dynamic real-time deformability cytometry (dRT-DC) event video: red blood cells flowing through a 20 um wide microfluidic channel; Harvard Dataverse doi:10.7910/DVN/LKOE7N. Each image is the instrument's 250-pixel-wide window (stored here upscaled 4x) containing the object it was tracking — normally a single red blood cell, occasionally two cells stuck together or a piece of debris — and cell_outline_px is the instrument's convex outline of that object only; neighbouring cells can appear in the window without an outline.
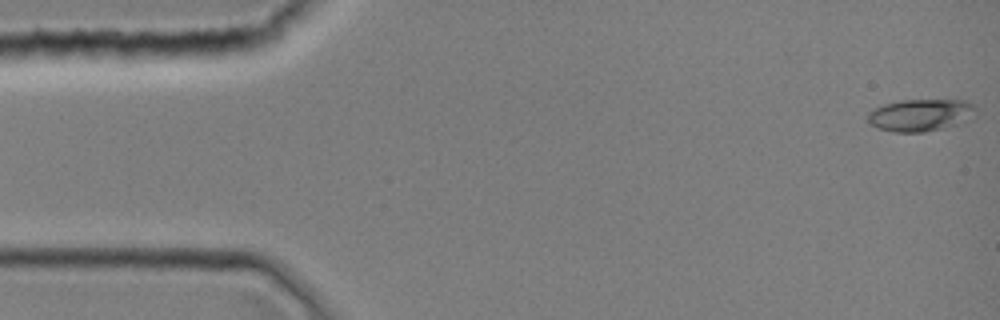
{"species": "common noctule bat (a hibernating species)", "species_latin": "Nyctalus noctula", "temperature_condition": "room temperature", "stored_images_in_passage": 3, "camera_frame_rate_fps": 3000, "um_per_image_px": 0.085, "animal": {"sex": "female", "body_mass_g": 19.0, "forearm_length_mm": 51.5}, "frame": {"image": 1, "passage_image": 1, "time_ms": 0.0, "image_size_px": [1000, 320], "cell_outline_px": [[976, 116], [972, 120], [944, 128], [924, 132], [892, 132], [876, 128], [868, 120], [868, 112], [872, 108], [884, 104], [900, 100], [968, 100], [976, 104]], "centroid_in_image_um": [78.31, 9.78], "position_along_channel_um": 6.7, "area_um2": 20.81}}